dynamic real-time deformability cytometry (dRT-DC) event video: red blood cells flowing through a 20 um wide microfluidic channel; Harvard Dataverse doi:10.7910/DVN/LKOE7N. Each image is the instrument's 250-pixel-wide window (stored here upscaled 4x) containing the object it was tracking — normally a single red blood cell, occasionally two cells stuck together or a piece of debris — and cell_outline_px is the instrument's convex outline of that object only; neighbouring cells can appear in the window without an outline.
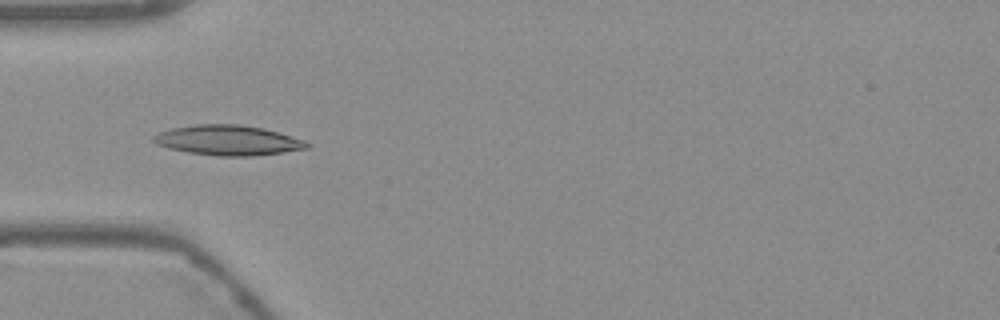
{"species": "Egyptian fruit bat (a non-hibernating species)", "species_latin": "Rousettus aegyptiacus", "temperature_condition": "warm", "stored_images_in_passage": 38, "camera_frame_rate_fps": 3000, "um_per_image_px": 0.085, "frame": {"image": 1, "passage_image": 1, "time_ms": 0.0, "image_size_px": [1000, 320], "cell_outline_px": [[312, 144], [308, 148], [284, 152], [252, 156], [216, 156], [188, 152], [168, 148], [156, 144], [152, 140], [152, 136], [160, 132], [172, 128], [196, 124], [236, 124], [264, 128], [304, 140]], "centroid_in_image_um": [19.38, 11.92], "position_along_channel_um": 65.6, "area_um2": 26.88}}
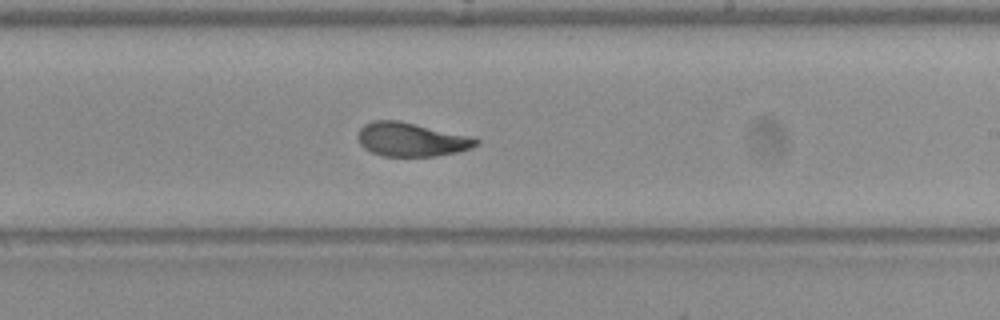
{"frame": {"image": 2, "passage_image": 16, "time_ms": 5.0, "image_size_px": [1000, 320], "cell_outline_px": [[480, 144], [472, 148], [456, 152], [436, 156], [384, 156], [372, 152], [364, 148], [360, 144], [356, 136], [360, 128], [364, 124], [372, 120], [400, 120], [472, 136], [480, 140]], "centroid_in_image_um": [34.97, 11.84], "position_along_channel_um": 254.0, "area_um2": 23.58}}
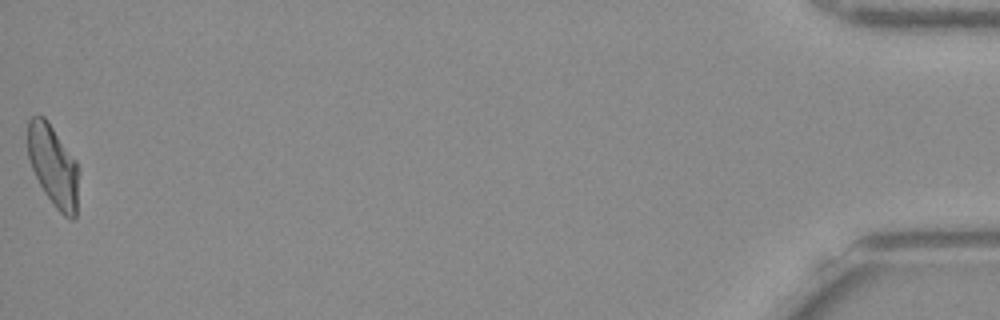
{"frame": {"image": 3, "passage_image": 38, "time_ms": 12.333, "image_size_px": [1000, 320], "cell_outline_px": [[76, 216], [72, 220], [64, 216], [56, 208], [44, 192], [32, 168], [28, 156], [28, 120], [32, 116], [44, 116], [76, 160]], "centroid_in_image_um": [4.49, 14.07], "position_along_channel_um": 430.7, "area_um2": 23.41}, "authors_computed_cell_mechanics": {"area_um2": 23.7847, "velocity_mm_per_s": 3.7623, "shape_relaxation_time_tau1_ms": 4.7201, "shape_relaxation_time_tau2_ms": 1.5764, "deformation_change_tau1": 0.1792, "deformation_change_tau2": 0.0796}}